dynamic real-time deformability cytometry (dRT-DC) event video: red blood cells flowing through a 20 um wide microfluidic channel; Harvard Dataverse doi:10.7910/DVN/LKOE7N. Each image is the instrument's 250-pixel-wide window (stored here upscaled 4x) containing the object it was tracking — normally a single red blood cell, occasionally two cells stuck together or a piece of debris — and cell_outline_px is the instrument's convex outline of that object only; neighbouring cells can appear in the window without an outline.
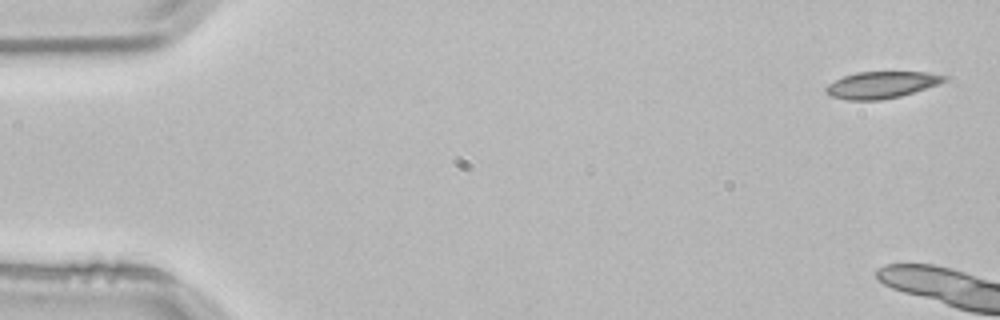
{"species": "common noctule bat (a hibernating species)", "species_latin": "Nyctalus noctula", "temperature_condition": "room temperature", "stored_images_in_passage": 4, "camera_frame_rate_fps": 3000, "um_per_image_px": 0.085, "animal": {"sex": "male", "body_mass_g": 21.5, "forearm_length_mm": 52.0}, "frame": {"image": 1, "passage_image": 1, "time_ms": 0.0, "image_size_px": [1000, 320], "cell_outline_px": [[948, 80], [940, 84], [900, 96], [880, 100], [848, 100], [832, 96], [824, 92], [824, 88], [828, 84], [844, 76], [856, 72], [928, 72], [948, 76]], "centroid_in_image_um": [74.95, 7.21], "position_along_channel_um": 10.1, "area_um2": 18.5}}